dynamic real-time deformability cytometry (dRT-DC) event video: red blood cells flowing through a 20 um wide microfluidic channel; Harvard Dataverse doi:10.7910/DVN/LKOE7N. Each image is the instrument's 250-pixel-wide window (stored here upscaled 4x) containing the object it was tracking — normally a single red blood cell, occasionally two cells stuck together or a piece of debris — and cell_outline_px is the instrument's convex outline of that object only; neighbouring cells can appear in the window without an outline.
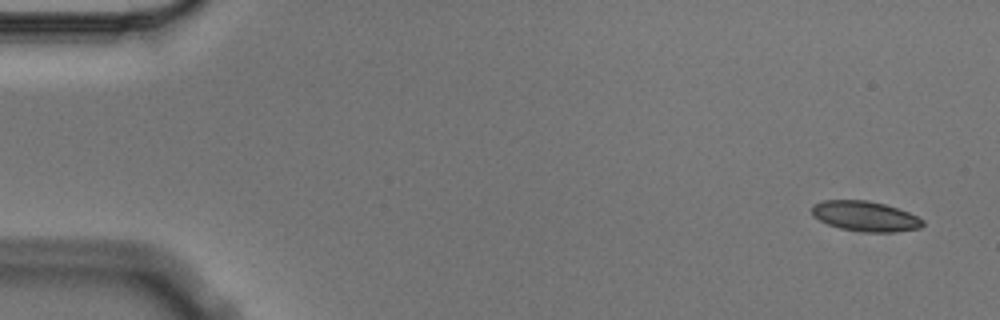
{"species": "Egyptian fruit bat (a non-hibernating species)", "species_latin": "Rousettus aegyptiacus", "temperature_condition": "cold", "stored_images_in_passage": 6, "camera_frame_rate_fps": 3000, "um_per_image_px": 0.085, "animal": {"sex": "male"}, "frame": {"image": 1, "passage_image": 1, "time_ms": 0.0, "image_size_px": [1000, 320], "cell_outline_px": [[924, 224], [920, 228], [896, 232], [860, 232], [840, 228], [828, 224], [812, 216], [812, 204], [824, 200], [868, 200], [884, 204], [908, 212], [924, 220]], "centroid_in_image_um": [73.53, 18.38], "position_along_channel_um": 11.5, "area_um2": 19.54}}
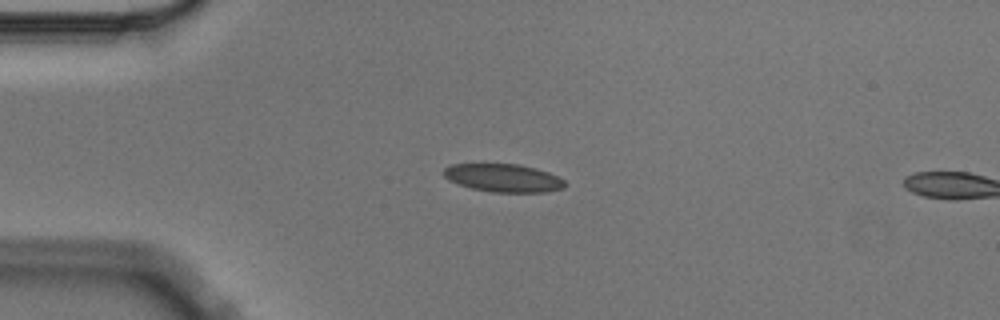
{"frame": {"image": 2, "passage_image": 4, "time_ms": 1.0, "image_size_px": [1000, 320], "cell_outline_px": [[568, 184], [564, 188], [548, 192], [492, 192], [472, 188], [448, 180], [444, 176], [444, 168], [452, 164], [480, 160], [484, 160], [520, 164], [536, 168], [548, 172], [564, 180]], "centroid_in_image_um": [42.74, 15.06], "position_along_channel_um": 42.3, "area_um2": 20.87}}